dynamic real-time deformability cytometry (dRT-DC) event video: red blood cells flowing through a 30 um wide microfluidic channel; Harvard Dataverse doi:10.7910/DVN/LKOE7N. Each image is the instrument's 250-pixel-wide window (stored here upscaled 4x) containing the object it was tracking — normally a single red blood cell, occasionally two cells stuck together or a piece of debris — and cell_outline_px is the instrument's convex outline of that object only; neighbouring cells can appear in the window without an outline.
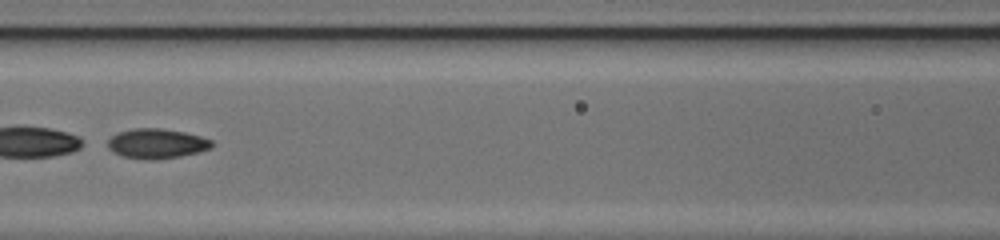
{"species": "common noctule bat (a hibernating species)", "species_latin": "Nyctalus noctula", "temperature_condition": "cold", "stored_images_in_passage": 49, "segment_of_instrument_passage": [2, 2], "camera_frame_rate_fps": 3000, "um_per_image_px": 0.085, "animal": {"sex": "female", "body_mass_g": 17.0, "forearm_length_mm": 48.0}, "frame": {"image": 1, "passage_image": 23, "time_ms": 7.333, "image_size_px": [1000, 240], "cell_outline_px": [[212, 148], [200, 152], [180, 156], [156, 160], [144, 160], [120, 156], [112, 152], [108, 148], [108, 140], [112, 136], [120, 132], [132, 128], [160, 128], [184, 132], [200, 136], [212, 140]], "centroid_in_image_um": [13.31, 12.22], "position_along_channel_um": 153.3, "area_um2": 18.26}}
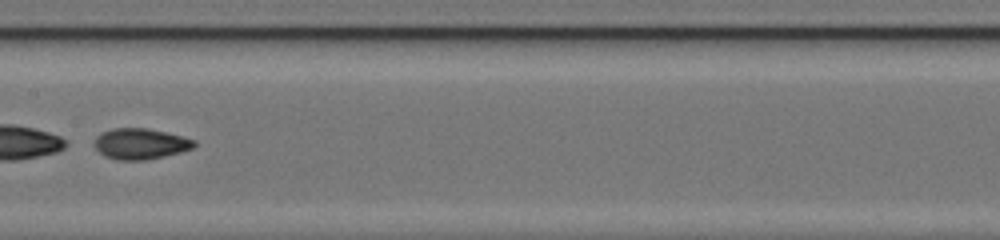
{"frame": {"image": 2, "passage_image": 26, "time_ms": 8.333, "image_size_px": [1000, 240], "cell_outline_px": [[196, 144], [192, 148], [180, 152], [164, 156], [144, 160], [116, 160], [104, 156], [92, 144], [96, 136], [112, 128], [148, 128], [184, 136], [196, 140]], "centroid_in_image_um": [11.93, 12.22], "position_along_channel_um": 195.5, "area_um2": 18.03}}